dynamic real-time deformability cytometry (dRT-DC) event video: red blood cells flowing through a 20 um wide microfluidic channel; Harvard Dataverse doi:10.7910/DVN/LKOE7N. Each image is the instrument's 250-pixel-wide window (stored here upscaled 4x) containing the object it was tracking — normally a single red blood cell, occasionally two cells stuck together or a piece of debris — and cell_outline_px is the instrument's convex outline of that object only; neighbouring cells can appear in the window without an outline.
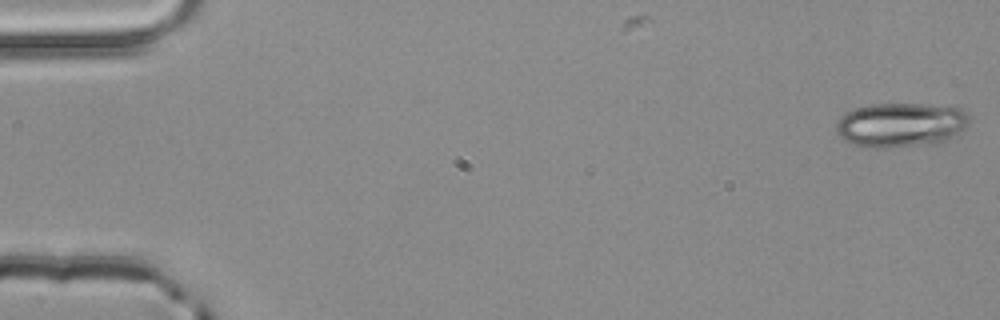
{"species": "common noctule bat (a hibernating species)", "species_latin": "Nyctalus noctula", "temperature_condition": "room temperature", "stored_images_in_passage": 4, "camera_frame_rate_fps": 3000, "um_per_image_px": 0.085, "animal": {"sex": "male", "body_mass_g": 20.4}, "frame": {"image": 1, "passage_image": 1, "time_ms": 0.0, "image_size_px": [1000, 320], "cell_outline_px": [[968, 124], [956, 136], [948, 140], [936, 144], [888, 148], [868, 148], [852, 144], [844, 140], [836, 132], [836, 124], [840, 116], [844, 112], [852, 108], [872, 104], [924, 104], [960, 108], [968, 116]], "centroid_in_image_um": [76.53, 10.63], "position_along_channel_um": 8.5, "area_um2": 34.97}}